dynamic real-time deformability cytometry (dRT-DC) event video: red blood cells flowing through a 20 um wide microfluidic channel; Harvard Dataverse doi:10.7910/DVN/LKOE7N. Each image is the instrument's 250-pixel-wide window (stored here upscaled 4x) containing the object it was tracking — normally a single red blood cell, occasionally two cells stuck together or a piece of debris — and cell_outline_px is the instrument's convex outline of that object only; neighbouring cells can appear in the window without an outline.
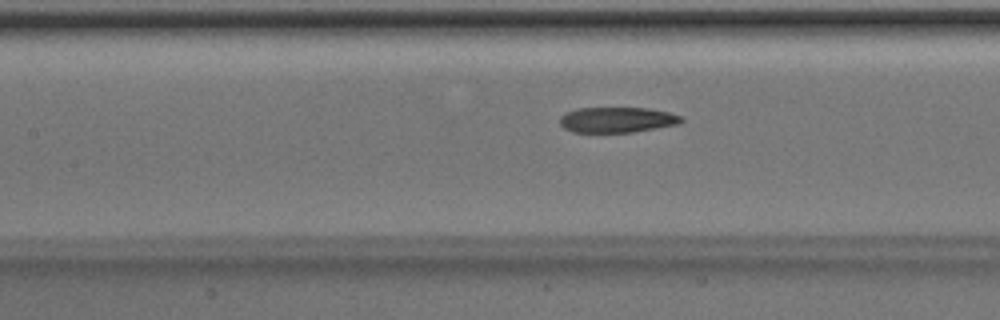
{"species": "Egyptian fruit bat (a non-hibernating species)", "species_latin": "Rousettus aegyptiacus", "temperature_condition": "room temperature", "stored_images_in_passage": 49, "camera_frame_rate_fps": 3000, "um_per_image_px": 0.085, "animal": {"sex": "male"}, "frame": {"image": 1, "passage_image": 21, "time_ms": 6.667, "image_size_px": [1000, 320], "cell_outline_px": [[684, 120], [680, 124], [632, 132], [572, 132], [564, 128], [560, 124], [560, 116], [564, 112], [576, 108], [648, 108], [668, 112], [684, 116]], "centroid_in_image_um": [52.46, 10.18], "position_along_channel_um": 154.9, "area_um2": 18.21}}
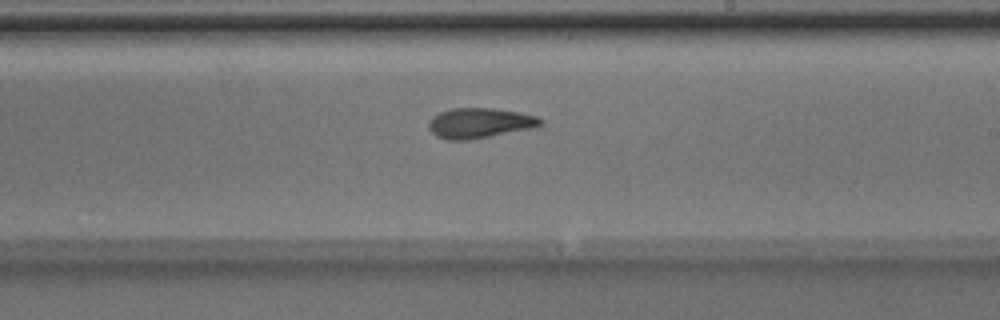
{"frame": {"image": 2, "passage_image": 28, "time_ms": 9.0, "image_size_px": [1000, 320], "cell_outline_px": [[544, 120], [540, 124], [532, 128], [468, 140], [448, 140], [436, 136], [428, 128], [428, 124], [432, 116], [440, 112], [452, 108], [492, 108], [520, 112], [536, 116]], "centroid_in_image_um": [40.74, 10.45], "position_along_channel_um": 248.3, "area_um2": 19.54}}
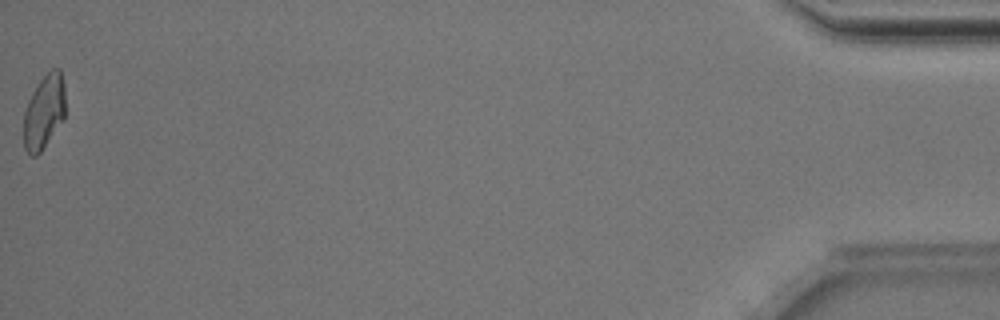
{"frame": {"image": 3, "passage_image": 49, "time_ms": 16.0, "image_size_px": [1000, 320], "cell_outline_px": [[64, 116], [40, 152], [36, 156], [32, 156], [24, 148], [24, 112], [28, 100], [32, 92], [40, 80], [52, 68], [60, 68], [64, 84]], "centroid_in_image_um": [3.73, 9.47], "position_along_channel_um": 431.5, "area_um2": 17.63}, "authors_computed_cell_mechanics": {"area_um2": 19.074, "velocity_mm_per_s": 4.0209, "shape_relaxation_time_tau1_ms": 9.2321, "shape_relaxation_time_tau2_ms": 3.6118, "deformation_change_tau1": 0.2616, "deformation_change_tau2": 0.1203}}